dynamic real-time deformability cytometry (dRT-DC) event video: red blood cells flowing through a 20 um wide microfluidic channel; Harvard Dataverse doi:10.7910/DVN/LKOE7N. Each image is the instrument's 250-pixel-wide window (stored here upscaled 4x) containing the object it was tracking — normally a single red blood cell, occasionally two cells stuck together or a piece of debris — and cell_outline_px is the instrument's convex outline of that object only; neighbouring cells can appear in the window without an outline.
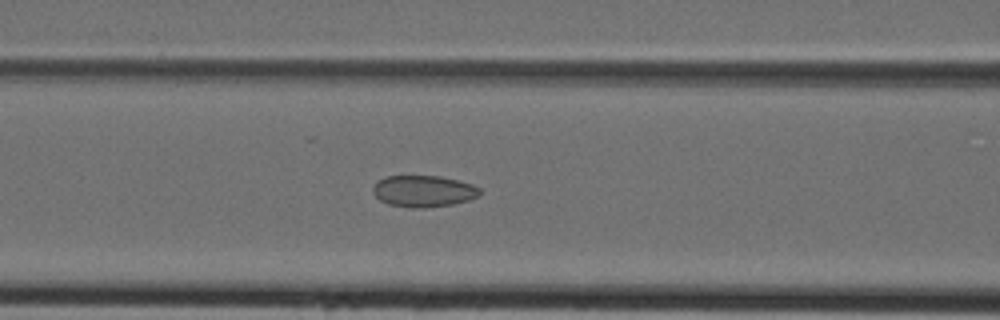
{"species": "Egyptian fruit bat (a non-hibernating species)", "species_latin": "Rousettus aegyptiacus", "temperature_condition": "cold", "stored_images_in_passage": 44, "camera_frame_rate_fps": 3000, "um_per_image_px": 0.085, "animal": {"sex": "female"}, "frame": {"image": 1, "passage_image": 18, "time_ms": 5.667, "image_size_px": [1000, 320], "cell_outline_px": [[480, 196], [468, 200], [452, 204], [424, 208], [412, 208], [388, 204], [380, 200], [372, 192], [372, 188], [376, 180], [388, 176], [440, 176], [472, 184], [480, 188]], "centroid_in_image_um": [35.98, 16.25], "position_along_channel_um": 130.6, "area_um2": 19.71}}
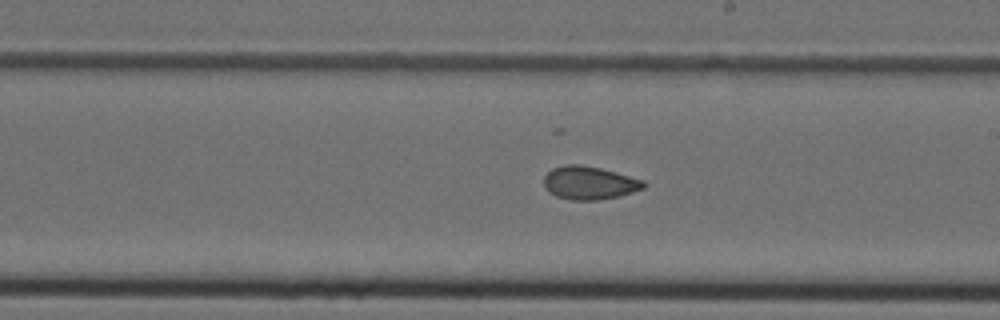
{"frame": {"image": 2, "passage_image": 25, "time_ms": 8.0, "image_size_px": [1000, 320], "cell_outline_px": [[648, 184], [644, 188], [620, 196], [596, 200], [572, 200], [556, 196], [548, 192], [544, 188], [544, 176], [552, 168], [564, 164], [580, 164], [600, 168], [644, 180]], "centroid_in_image_um": [50.08, 15.54], "position_along_channel_um": 238.9, "area_um2": 19.42}}
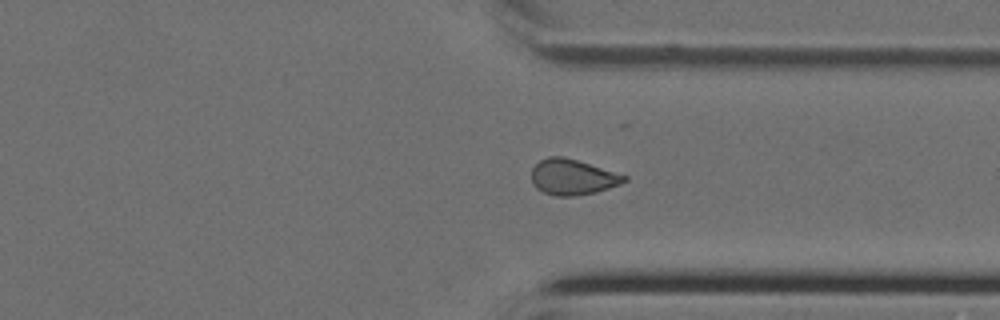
{"frame": {"image": 3, "passage_image": 33, "time_ms": 10.667, "image_size_px": [1000, 320], "cell_outline_px": [[628, 180], [620, 184], [596, 192], [576, 196], [556, 196], [544, 192], [536, 188], [532, 184], [532, 168], [540, 160], [548, 156], [564, 156], [628, 176]], "centroid_in_image_um": [48.66, 15.05], "position_along_channel_um": 362.7, "area_um2": 19.25}}